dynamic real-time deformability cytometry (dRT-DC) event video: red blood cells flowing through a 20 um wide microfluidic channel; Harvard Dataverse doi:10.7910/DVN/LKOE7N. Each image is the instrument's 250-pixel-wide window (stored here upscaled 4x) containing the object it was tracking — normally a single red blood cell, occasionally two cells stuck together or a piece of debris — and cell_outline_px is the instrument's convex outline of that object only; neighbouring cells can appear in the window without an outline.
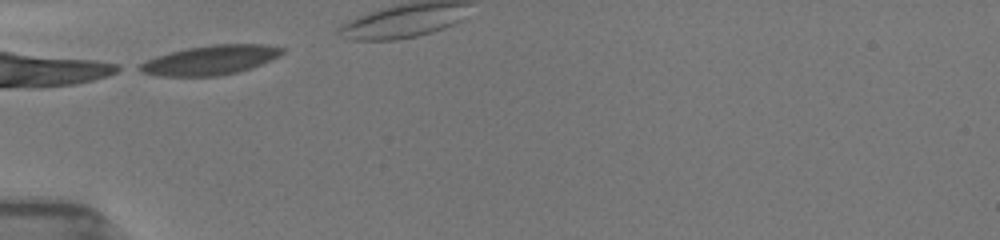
{"species": "common noctule bat (a hibernating species)", "species_latin": "Nyctalus noctula", "temperature_condition": "room temperature", "stored_images_in_passage": 4, "camera_frame_rate_fps": 3000, "um_per_image_px": 0.085, "animal": {"sex": "female", "body_mass_g": 19.5, "forearm_length_mm": 54.1}, "frame": {"image": 1, "passage_image": 1, "time_ms": 0.0, "image_size_px": [1000, 240], "cell_outline_px": [[284, 52], [280, 56], [272, 60], [252, 68], [236, 72], [216, 76], [160, 76], [140, 72], [132, 68], [136, 64], [156, 56], [188, 48], [212, 44], [268, 44], [284, 48]], "centroid_in_image_um": [17.85, 5.11], "position_along_channel_um": 67.2, "area_um2": 24.74}}
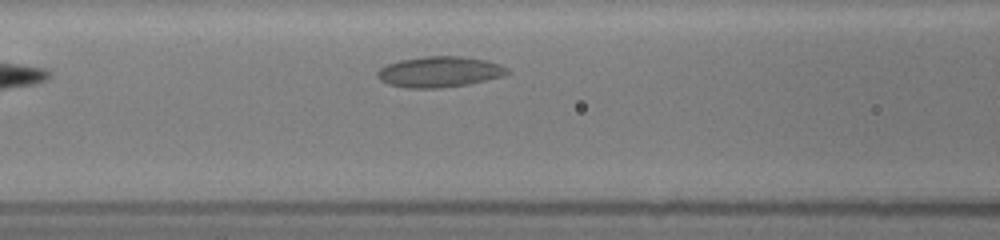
{"frame": {"image": 2, "passage_image": 4, "time_ms": 2.667, "image_size_px": [1000, 240], "cell_outline_px": [[512, 72], [504, 76], [468, 84], [440, 88], [404, 88], [388, 84], [380, 80], [376, 76], [376, 72], [384, 64], [400, 60], [424, 56], [464, 56], [484, 60], [500, 64], [508, 68]], "centroid_in_image_um": [37.34, 6.1], "position_along_channel_um": 129.3, "area_um2": 23.58}}